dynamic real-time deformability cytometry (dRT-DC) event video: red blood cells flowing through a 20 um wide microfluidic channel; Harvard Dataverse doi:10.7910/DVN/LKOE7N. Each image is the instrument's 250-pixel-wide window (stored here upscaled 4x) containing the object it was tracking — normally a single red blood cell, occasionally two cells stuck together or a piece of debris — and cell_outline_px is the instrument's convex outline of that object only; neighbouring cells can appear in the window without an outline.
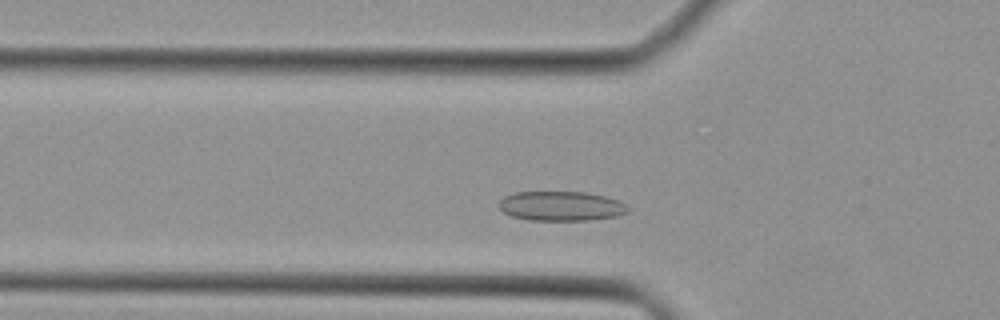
{"species": "Egyptian fruit bat (a non-hibernating species)", "species_latin": "Rousettus aegyptiacus", "temperature_condition": "cold", "stored_images_in_passage": 36, "camera_frame_rate_fps": 3000, "um_per_image_px": 0.085, "animal": {"sex": "female"}, "frame": {"image": 1, "passage_image": 6, "time_ms": 1.667, "image_size_px": [1000, 320], "cell_outline_px": [[632, 208], [628, 212], [616, 216], [588, 220], [528, 220], [512, 216], [504, 212], [496, 204], [504, 196], [516, 192], [588, 192], [620, 200]], "centroid_in_image_um": [47.72, 17.51], "position_along_channel_um": 78.1, "area_um2": 22.43}}
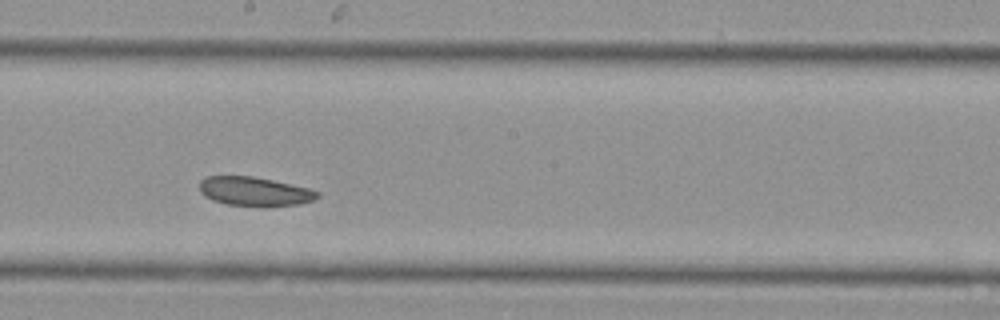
{"frame": {"image": 2, "passage_image": 16, "time_ms": 5.0, "image_size_px": [1000, 320], "cell_outline_px": [[320, 196], [312, 200], [300, 204], [264, 208], [228, 204], [212, 200], [204, 196], [200, 192], [200, 180], [208, 176], [252, 176], [272, 180], [308, 188], [320, 192]], "centroid_in_image_um": [21.64, 16.29], "position_along_channel_um": 226.6, "area_um2": 20.23}}
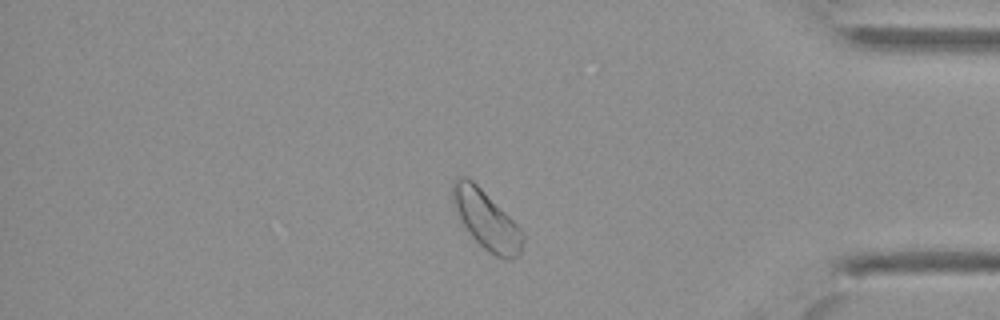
{"frame": {"image": 3, "passage_image": 29, "time_ms": 9.333, "image_size_px": [1000, 320], "cell_outline_px": [[524, 240], [520, 252], [512, 260], [508, 260], [496, 256], [484, 248], [468, 232], [452, 208], [452, 184], [456, 176], [464, 176], [472, 180], [524, 232]], "centroid_in_image_um": [41.3, 18.68], "position_along_channel_um": 393.9, "area_um2": 23.76}}